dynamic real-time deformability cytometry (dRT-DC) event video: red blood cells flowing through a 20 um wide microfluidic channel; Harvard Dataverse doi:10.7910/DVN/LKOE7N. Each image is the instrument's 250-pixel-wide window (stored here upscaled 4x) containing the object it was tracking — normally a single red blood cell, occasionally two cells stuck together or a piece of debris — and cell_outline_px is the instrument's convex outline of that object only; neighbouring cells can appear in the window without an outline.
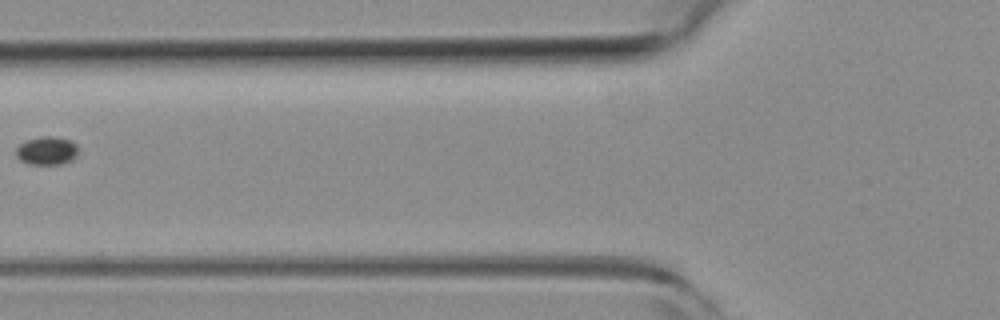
{"species": "common noctule bat (a hibernating species)", "species_latin": "Nyctalus noctula", "temperature_condition": "room temperature", "stored_images_in_passage": 8, "camera_frame_rate_fps": 3000, "um_per_image_px": 0.085, "animal": {"sex": "female", "body_mass_g": 19.3, "forearm_length_mm": 54.1}, "frame": {"image": 1, "passage_image": 6, "time_ms": 1.667, "image_size_px": [1000, 320], "cell_outline_px": [[76, 156], [72, 160], [60, 164], [28, 164], [20, 160], [16, 156], [16, 148], [24, 140], [40, 136], [52, 136], [72, 140], [76, 144]], "centroid_in_image_um": [3.95, 12.8], "position_along_channel_um": 121.9, "area_um2": 10.35}}
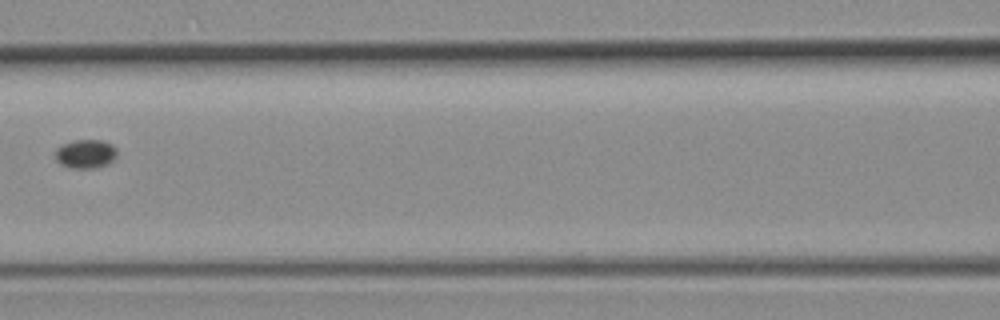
{"frame": {"image": 2, "passage_image": 7, "time_ms": 2.0, "image_size_px": [1000, 320], "cell_outline_px": [[116, 156], [108, 164], [96, 168], [72, 168], [60, 164], [56, 160], [56, 148], [72, 140], [100, 140], [112, 144], [116, 148]], "centroid_in_image_um": [7.28, 13.08], "position_along_channel_um": 159.3, "area_um2": 10.35}}
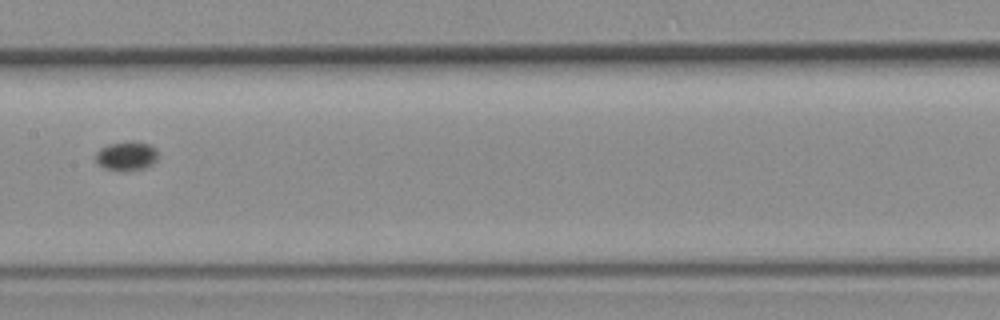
{"frame": {"image": 3, "passage_image": 8, "time_ms": 2.333, "image_size_px": [1000, 320], "cell_outline_px": [[156, 160], [152, 164], [144, 168], [128, 172], [120, 172], [104, 168], [96, 160], [96, 152], [100, 148], [108, 144], [132, 140], [148, 144], [156, 148]], "centroid_in_image_um": [10.74, 13.27], "position_along_channel_um": 196.7, "area_um2": 10.75}}